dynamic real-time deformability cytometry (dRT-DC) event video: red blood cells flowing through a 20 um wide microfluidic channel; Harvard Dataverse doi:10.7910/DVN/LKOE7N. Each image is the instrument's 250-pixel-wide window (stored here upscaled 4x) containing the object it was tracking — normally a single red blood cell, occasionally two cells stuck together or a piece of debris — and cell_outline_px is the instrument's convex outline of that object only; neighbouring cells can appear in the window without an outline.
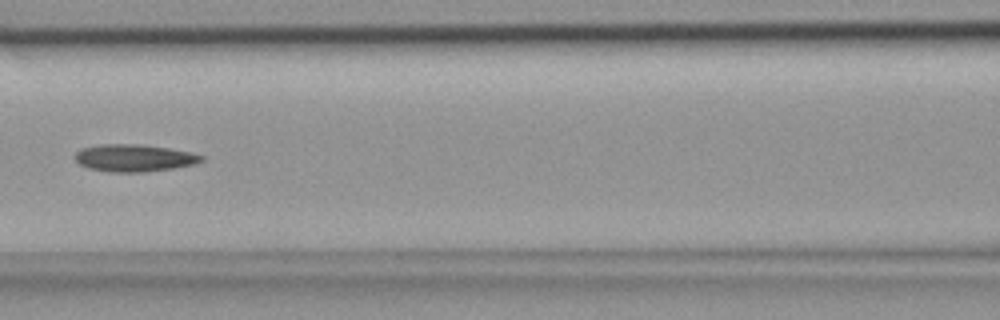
{"species": "common noctule bat (a hibernating species)", "species_latin": "Nyctalus noctula", "temperature_condition": "room temperature", "stored_images_in_passage": 6, "camera_frame_rate_fps": 3000, "um_per_image_px": 0.085, "animal": {"sex": "female", "body_mass_g": 18.4}, "frame": {"image": 1, "passage_image": 6, "time_ms": 1.667, "image_size_px": [1000, 320], "cell_outline_px": [[204, 160], [192, 164], [172, 168], [144, 172], [108, 172], [88, 168], [80, 164], [76, 160], [76, 152], [80, 148], [104, 144], [140, 144], [168, 148], [192, 152], [204, 156]], "centroid_in_image_um": [11.39, 13.42], "position_along_channel_um": 155.2, "area_um2": 20.0}}